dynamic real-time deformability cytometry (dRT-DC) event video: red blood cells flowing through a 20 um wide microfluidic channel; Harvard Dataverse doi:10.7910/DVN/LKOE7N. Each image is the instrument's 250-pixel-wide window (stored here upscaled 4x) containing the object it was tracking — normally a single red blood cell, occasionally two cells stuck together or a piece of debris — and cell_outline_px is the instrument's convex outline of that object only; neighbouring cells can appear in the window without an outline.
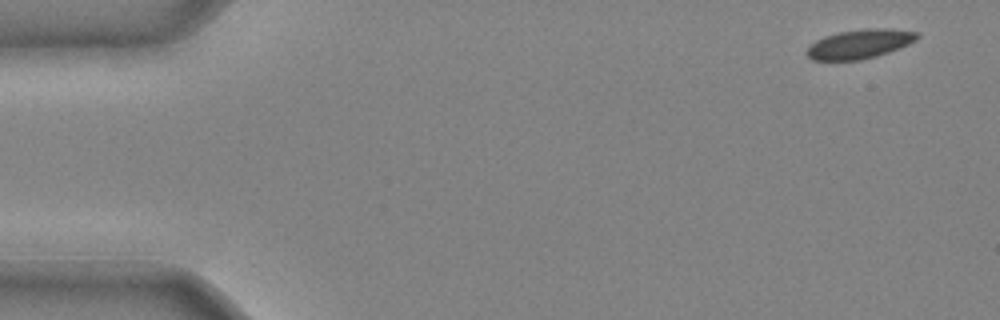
{"species": "common noctule bat (a hibernating species)", "species_latin": "Nyctalus noctula", "temperature_condition": "cold", "stored_images_in_passage": 38, "camera_frame_rate_fps": 3000, "um_per_image_px": 0.085, "animal": {"sex": "male", "body_mass_g": 20.4}, "frame": {"image": 1, "passage_image": 1, "time_ms": 0.0, "image_size_px": [1000, 320], "cell_outline_px": [[920, 36], [916, 40], [908, 44], [888, 52], [876, 56], [860, 60], [812, 60], [804, 52], [816, 40], [824, 36], [840, 32], [868, 28], [888, 28], [916, 32]], "centroid_in_image_um": [73.06, 3.74], "position_along_channel_um": 11.9, "area_um2": 18.61}}
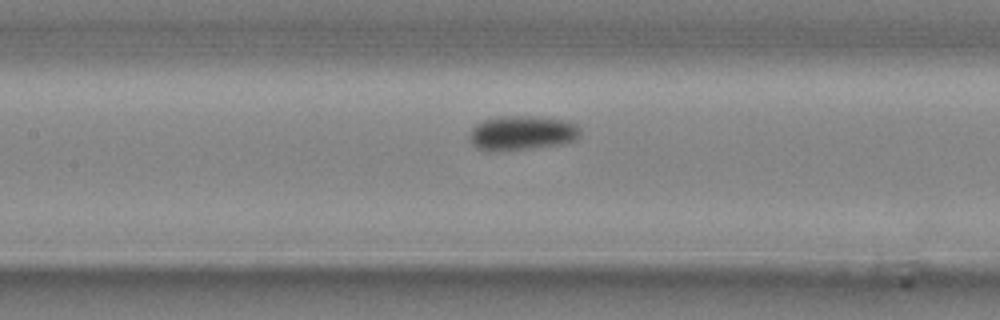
{"frame": {"image": 2, "passage_image": 19, "time_ms": 6.0, "image_size_px": [1000, 320], "cell_outline_px": [[580, 136], [576, 140], [564, 144], [536, 148], [492, 152], [476, 148], [472, 144], [472, 128], [476, 124], [484, 120], [500, 116], [532, 116], [564, 120], [576, 124], [580, 128]], "centroid_in_image_um": [44.41, 11.32], "position_along_channel_um": 163.0, "area_um2": 22.43}}
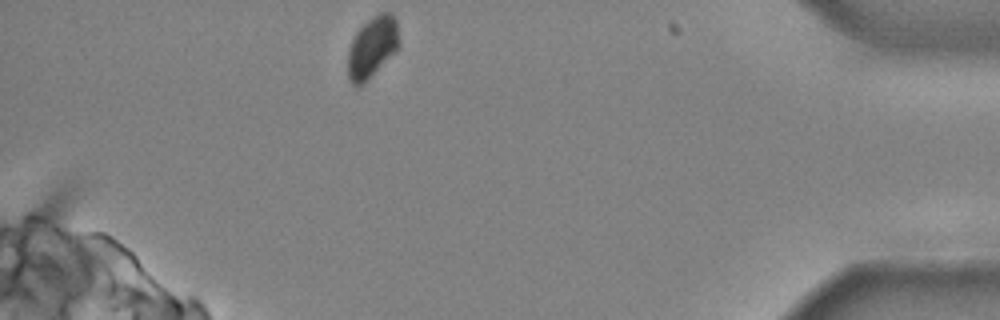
{"frame": {"image": 3, "passage_image": 38, "time_ms": 12.333, "image_size_px": [1000, 320], "cell_outline_px": [[400, 44], [396, 52], [364, 84], [356, 88], [348, 80], [348, 52], [352, 40], [356, 32], [372, 16], [380, 12], [392, 12], [396, 20]], "centroid_in_image_um": [31.65, 4.03], "position_along_channel_um": 403.6, "area_um2": 18.55}}